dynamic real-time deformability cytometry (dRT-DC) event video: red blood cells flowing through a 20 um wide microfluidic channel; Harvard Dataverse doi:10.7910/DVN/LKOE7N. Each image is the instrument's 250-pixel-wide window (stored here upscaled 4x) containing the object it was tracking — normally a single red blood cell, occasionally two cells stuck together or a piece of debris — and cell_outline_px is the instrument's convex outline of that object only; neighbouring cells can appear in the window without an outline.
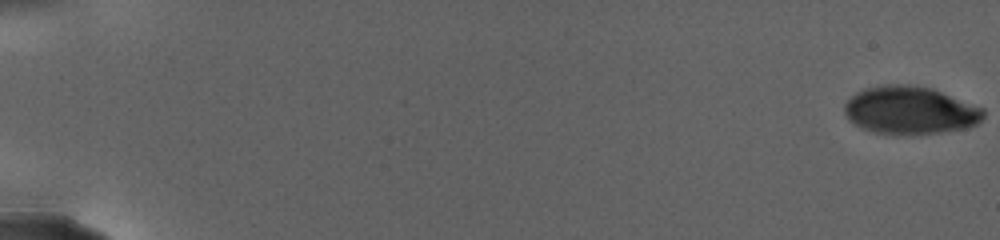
{"species": "human", "species_latin": "Homo sapiens", "temperature_condition": "warm", "stored_images_in_passage": 17, "camera_frame_rate_fps": 3000, "um_per_image_px": 0.085, "donor": {"sex": "female"}, "frame": {"image": 1, "passage_image": 1, "time_ms": 0.0, "image_size_px": [1000, 240], "cell_outline_px": [[984, 116], [976, 124], [964, 128], [936, 132], [876, 132], [864, 128], [848, 120], [844, 112], [844, 104], [856, 92], [864, 88], [888, 84], [908, 84], [932, 88], [984, 108]], "centroid_in_image_um": [77.35, 9.32], "position_along_channel_um": 7.7, "area_um2": 37.86}}
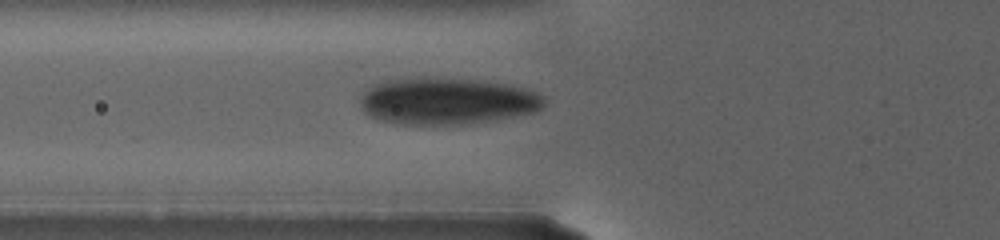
{"frame": {"image": 2, "passage_image": 15, "time_ms": 11.333, "image_size_px": [1000, 240], "cell_outline_px": [[544, 104], [536, 112], [488, 120], [460, 124], [400, 124], [380, 120], [368, 116], [360, 108], [360, 100], [364, 92], [372, 84], [388, 80], [424, 76], [472, 80], [512, 84], [536, 92], [544, 96]], "centroid_in_image_um": [37.94, 8.57], "position_along_channel_um": 87.9, "area_um2": 50.17}}
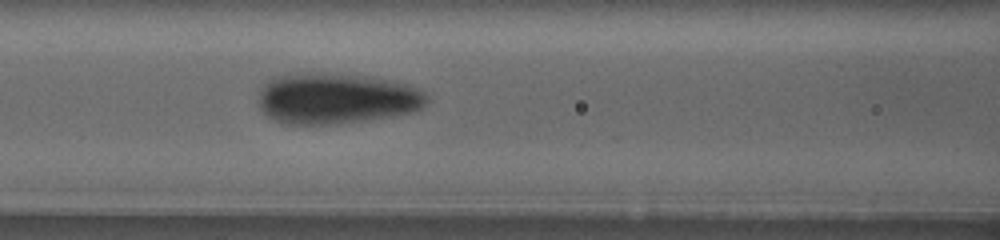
{"frame": {"image": 3, "passage_image": 17, "time_ms": 13.333, "image_size_px": [1000, 240], "cell_outline_px": [[428, 100], [424, 108], [412, 112], [364, 120], [336, 124], [284, 124], [272, 120], [264, 116], [260, 108], [260, 92], [264, 84], [268, 80], [276, 76], [292, 72], [320, 72], [364, 76], [388, 80], [408, 84], [424, 92], [428, 96]], "centroid_in_image_um": [28.54, 8.36], "position_along_channel_um": 138.1, "area_um2": 50.34}}